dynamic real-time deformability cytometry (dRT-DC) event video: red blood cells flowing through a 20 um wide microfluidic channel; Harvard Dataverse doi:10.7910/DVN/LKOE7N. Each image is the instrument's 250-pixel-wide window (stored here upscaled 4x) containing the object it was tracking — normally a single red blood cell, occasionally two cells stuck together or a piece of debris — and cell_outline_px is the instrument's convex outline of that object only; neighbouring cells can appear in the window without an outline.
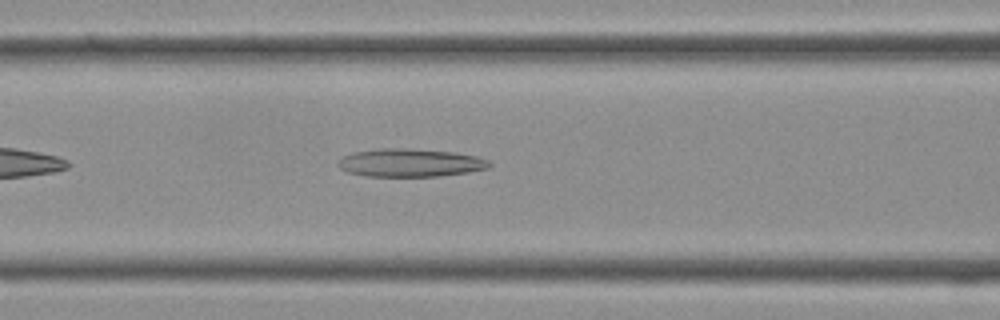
{"species": "Egyptian fruit bat (a non-hibernating species)", "species_latin": "Rousettus aegyptiacus", "temperature_condition": "cold", "stored_images_in_passage": 30, "camera_frame_rate_fps": 3000, "um_per_image_px": 0.085, "frame": {"image": 1, "passage_image": 7, "time_ms": 2.0, "image_size_px": [1000, 320], "cell_outline_px": [[492, 164], [488, 168], [468, 172], [436, 176], [368, 176], [348, 172], [340, 168], [336, 164], [336, 160], [352, 152], [380, 148], [408, 148], [456, 152], [476, 156], [488, 160]], "centroid_in_image_um": [34.84, 13.82], "position_along_channel_um": 131.8, "area_um2": 24.85}}
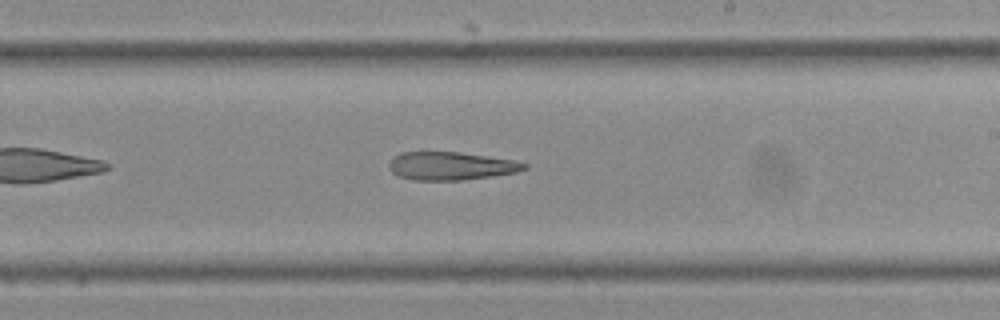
{"frame": {"image": 2, "passage_image": 14, "time_ms": 4.333, "image_size_px": [1000, 320], "cell_outline_px": [[528, 168], [516, 172], [492, 176], [460, 180], [412, 180], [396, 176], [388, 168], [388, 164], [392, 156], [400, 152], [460, 152], [516, 160], [528, 164]], "centroid_in_image_um": [38.29, 14.1], "position_along_channel_um": 250.7, "area_um2": 22.43}}
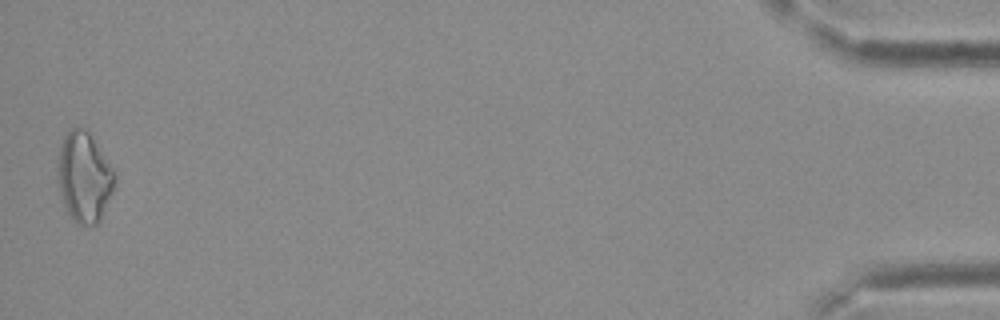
{"frame": {"image": 3, "passage_image": 30, "time_ms": 9.667, "image_size_px": [1000, 320], "cell_outline_px": [[116, 184], [100, 220], [96, 224], [80, 224], [68, 212], [64, 204], [56, 172], [56, 168], [60, 148], [64, 136], [72, 128], [84, 128], [88, 132], [116, 168]], "centroid_in_image_um": [7.2, 15.02], "position_along_channel_um": 428.0, "area_um2": 29.94}}